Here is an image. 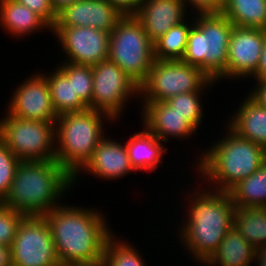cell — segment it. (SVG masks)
I'll return each mask as SVG.
<instances>
[{
    "label": "cell",
    "instance_id": "7402d4cb",
    "mask_svg": "<svg viewBox=\"0 0 266 266\" xmlns=\"http://www.w3.org/2000/svg\"><path fill=\"white\" fill-rule=\"evenodd\" d=\"M256 248L234 227L225 235L218 249L203 264L204 266H251Z\"/></svg>",
    "mask_w": 266,
    "mask_h": 266
},
{
    "label": "cell",
    "instance_id": "ab89813d",
    "mask_svg": "<svg viewBox=\"0 0 266 266\" xmlns=\"http://www.w3.org/2000/svg\"><path fill=\"white\" fill-rule=\"evenodd\" d=\"M56 12L60 11L64 6L69 5L77 0H50Z\"/></svg>",
    "mask_w": 266,
    "mask_h": 266
},
{
    "label": "cell",
    "instance_id": "8fae6325",
    "mask_svg": "<svg viewBox=\"0 0 266 266\" xmlns=\"http://www.w3.org/2000/svg\"><path fill=\"white\" fill-rule=\"evenodd\" d=\"M11 266H60L44 216H25L10 247Z\"/></svg>",
    "mask_w": 266,
    "mask_h": 266
},
{
    "label": "cell",
    "instance_id": "f1b7e54d",
    "mask_svg": "<svg viewBox=\"0 0 266 266\" xmlns=\"http://www.w3.org/2000/svg\"><path fill=\"white\" fill-rule=\"evenodd\" d=\"M63 62V63H62ZM58 63V68L73 83L75 94L91 108L92 91H93V71L92 66L79 65L62 61Z\"/></svg>",
    "mask_w": 266,
    "mask_h": 266
},
{
    "label": "cell",
    "instance_id": "2e32d148",
    "mask_svg": "<svg viewBox=\"0 0 266 266\" xmlns=\"http://www.w3.org/2000/svg\"><path fill=\"white\" fill-rule=\"evenodd\" d=\"M108 136L97 145L93 155L84 168L73 178L77 184L82 173H89L103 180H117L136 171L133 169L125 143ZM82 172V173H81ZM96 175V176H95Z\"/></svg>",
    "mask_w": 266,
    "mask_h": 266
},
{
    "label": "cell",
    "instance_id": "74e56055",
    "mask_svg": "<svg viewBox=\"0 0 266 266\" xmlns=\"http://www.w3.org/2000/svg\"><path fill=\"white\" fill-rule=\"evenodd\" d=\"M0 266H11L10 247L0 245Z\"/></svg>",
    "mask_w": 266,
    "mask_h": 266
},
{
    "label": "cell",
    "instance_id": "d6a6232c",
    "mask_svg": "<svg viewBox=\"0 0 266 266\" xmlns=\"http://www.w3.org/2000/svg\"><path fill=\"white\" fill-rule=\"evenodd\" d=\"M40 16L51 28L57 20V12L50 0H16Z\"/></svg>",
    "mask_w": 266,
    "mask_h": 266
},
{
    "label": "cell",
    "instance_id": "f546056e",
    "mask_svg": "<svg viewBox=\"0 0 266 266\" xmlns=\"http://www.w3.org/2000/svg\"><path fill=\"white\" fill-rule=\"evenodd\" d=\"M203 93L206 92L195 91L181 93L167 99L166 102L198 130L204 116V112L202 111L204 105L201 103L203 102L201 98Z\"/></svg>",
    "mask_w": 266,
    "mask_h": 266
},
{
    "label": "cell",
    "instance_id": "83f0119b",
    "mask_svg": "<svg viewBox=\"0 0 266 266\" xmlns=\"http://www.w3.org/2000/svg\"><path fill=\"white\" fill-rule=\"evenodd\" d=\"M118 238L114 232L106 241L103 254L106 266H147L142 254L134 245L129 244L128 240Z\"/></svg>",
    "mask_w": 266,
    "mask_h": 266
},
{
    "label": "cell",
    "instance_id": "cb8c5ba5",
    "mask_svg": "<svg viewBox=\"0 0 266 266\" xmlns=\"http://www.w3.org/2000/svg\"><path fill=\"white\" fill-rule=\"evenodd\" d=\"M46 73H48L46 75ZM50 95L56 114L59 116L65 113L84 111L89 107L75 94L73 83L56 66L53 72H46ZM50 74V75H49Z\"/></svg>",
    "mask_w": 266,
    "mask_h": 266
},
{
    "label": "cell",
    "instance_id": "52a82bcc",
    "mask_svg": "<svg viewBox=\"0 0 266 266\" xmlns=\"http://www.w3.org/2000/svg\"><path fill=\"white\" fill-rule=\"evenodd\" d=\"M140 86L148 77L154 45L134 15H124L110 33L109 58Z\"/></svg>",
    "mask_w": 266,
    "mask_h": 266
},
{
    "label": "cell",
    "instance_id": "d6986e66",
    "mask_svg": "<svg viewBox=\"0 0 266 266\" xmlns=\"http://www.w3.org/2000/svg\"><path fill=\"white\" fill-rule=\"evenodd\" d=\"M143 130L137 131L128 138L125 146L133 169L138 172L156 171L167 153L165 145L157 136L151 133L144 125Z\"/></svg>",
    "mask_w": 266,
    "mask_h": 266
},
{
    "label": "cell",
    "instance_id": "5bb4252c",
    "mask_svg": "<svg viewBox=\"0 0 266 266\" xmlns=\"http://www.w3.org/2000/svg\"><path fill=\"white\" fill-rule=\"evenodd\" d=\"M265 36L264 29L233 27L227 53L228 81L248 78L256 71Z\"/></svg>",
    "mask_w": 266,
    "mask_h": 266
},
{
    "label": "cell",
    "instance_id": "ac0fdd59",
    "mask_svg": "<svg viewBox=\"0 0 266 266\" xmlns=\"http://www.w3.org/2000/svg\"><path fill=\"white\" fill-rule=\"evenodd\" d=\"M187 11L182 0H142L134 16L154 42L171 27L186 20L191 15Z\"/></svg>",
    "mask_w": 266,
    "mask_h": 266
},
{
    "label": "cell",
    "instance_id": "8992f818",
    "mask_svg": "<svg viewBox=\"0 0 266 266\" xmlns=\"http://www.w3.org/2000/svg\"><path fill=\"white\" fill-rule=\"evenodd\" d=\"M233 27L221 13L195 15L181 60L199 67L217 83L226 79L227 53Z\"/></svg>",
    "mask_w": 266,
    "mask_h": 266
},
{
    "label": "cell",
    "instance_id": "4316f807",
    "mask_svg": "<svg viewBox=\"0 0 266 266\" xmlns=\"http://www.w3.org/2000/svg\"><path fill=\"white\" fill-rule=\"evenodd\" d=\"M188 21L186 19L171 27L164 35L153 42L154 58L156 60H181L183 58L187 48L188 34L194 25V17Z\"/></svg>",
    "mask_w": 266,
    "mask_h": 266
},
{
    "label": "cell",
    "instance_id": "9c48e42d",
    "mask_svg": "<svg viewBox=\"0 0 266 266\" xmlns=\"http://www.w3.org/2000/svg\"><path fill=\"white\" fill-rule=\"evenodd\" d=\"M4 116L0 119V139L20 161L56 159V123Z\"/></svg>",
    "mask_w": 266,
    "mask_h": 266
},
{
    "label": "cell",
    "instance_id": "3957f363",
    "mask_svg": "<svg viewBox=\"0 0 266 266\" xmlns=\"http://www.w3.org/2000/svg\"><path fill=\"white\" fill-rule=\"evenodd\" d=\"M73 186V178L56 160L20 161L0 203L25 216H43L61 205Z\"/></svg>",
    "mask_w": 266,
    "mask_h": 266
},
{
    "label": "cell",
    "instance_id": "6da1fadb",
    "mask_svg": "<svg viewBox=\"0 0 266 266\" xmlns=\"http://www.w3.org/2000/svg\"><path fill=\"white\" fill-rule=\"evenodd\" d=\"M72 205L61 204L43 215L60 264L103 260L106 241L114 233L106 215L96 208Z\"/></svg>",
    "mask_w": 266,
    "mask_h": 266
},
{
    "label": "cell",
    "instance_id": "603a6c76",
    "mask_svg": "<svg viewBox=\"0 0 266 266\" xmlns=\"http://www.w3.org/2000/svg\"><path fill=\"white\" fill-rule=\"evenodd\" d=\"M221 14L234 26L266 27V0H223Z\"/></svg>",
    "mask_w": 266,
    "mask_h": 266
},
{
    "label": "cell",
    "instance_id": "9a60e30c",
    "mask_svg": "<svg viewBox=\"0 0 266 266\" xmlns=\"http://www.w3.org/2000/svg\"><path fill=\"white\" fill-rule=\"evenodd\" d=\"M123 16L107 0H77L57 12L53 27H93L111 33Z\"/></svg>",
    "mask_w": 266,
    "mask_h": 266
},
{
    "label": "cell",
    "instance_id": "60d3db41",
    "mask_svg": "<svg viewBox=\"0 0 266 266\" xmlns=\"http://www.w3.org/2000/svg\"><path fill=\"white\" fill-rule=\"evenodd\" d=\"M60 266H106L103 260L89 263L60 264Z\"/></svg>",
    "mask_w": 266,
    "mask_h": 266
},
{
    "label": "cell",
    "instance_id": "1f68e13d",
    "mask_svg": "<svg viewBox=\"0 0 266 266\" xmlns=\"http://www.w3.org/2000/svg\"><path fill=\"white\" fill-rule=\"evenodd\" d=\"M24 214L0 203V245L11 247Z\"/></svg>",
    "mask_w": 266,
    "mask_h": 266
},
{
    "label": "cell",
    "instance_id": "d590c367",
    "mask_svg": "<svg viewBox=\"0 0 266 266\" xmlns=\"http://www.w3.org/2000/svg\"><path fill=\"white\" fill-rule=\"evenodd\" d=\"M124 15H134L142 0H107Z\"/></svg>",
    "mask_w": 266,
    "mask_h": 266
},
{
    "label": "cell",
    "instance_id": "d4e9b609",
    "mask_svg": "<svg viewBox=\"0 0 266 266\" xmlns=\"http://www.w3.org/2000/svg\"><path fill=\"white\" fill-rule=\"evenodd\" d=\"M228 194L235 207H266V160L255 173L233 186Z\"/></svg>",
    "mask_w": 266,
    "mask_h": 266
},
{
    "label": "cell",
    "instance_id": "7a4b0ae2",
    "mask_svg": "<svg viewBox=\"0 0 266 266\" xmlns=\"http://www.w3.org/2000/svg\"><path fill=\"white\" fill-rule=\"evenodd\" d=\"M197 187V190L193 187L195 190L190 191L189 195L185 192L188 214L176 234L179 233L187 255L190 253V257L194 258L192 260L203 266L233 227L236 207L228 192L209 190L206 186L203 189L201 185Z\"/></svg>",
    "mask_w": 266,
    "mask_h": 266
},
{
    "label": "cell",
    "instance_id": "44dd1931",
    "mask_svg": "<svg viewBox=\"0 0 266 266\" xmlns=\"http://www.w3.org/2000/svg\"><path fill=\"white\" fill-rule=\"evenodd\" d=\"M0 27L18 39L39 30L51 32L52 29L40 16L16 0H0Z\"/></svg>",
    "mask_w": 266,
    "mask_h": 266
},
{
    "label": "cell",
    "instance_id": "e575fe53",
    "mask_svg": "<svg viewBox=\"0 0 266 266\" xmlns=\"http://www.w3.org/2000/svg\"><path fill=\"white\" fill-rule=\"evenodd\" d=\"M255 84L248 95L261 107L266 108V79L257 80Z\"/></svg>",
    "mask_w": 266,
    "mask_h": 266
},
{
    "label": "cell",
    "instance_id": "7c38bea8",
    "mask_svg": "<svg viewBox=\"0 0 266 266\" xmlns=\"http://www.w3.org/2000/svg\"><path fill=\"white\" fill-rule=\"evenodd\" d=\"M66 62L95 66L109 58L110 33L93 27H52Z\"/></svg>",
    "mask_w": 266,
    "mask_h": 266
},
{
    "label": "cell",
    "instance_id": "ba28073f",
    "mask_svg": "<svg viewBox=\"0 0 266 266\" xmlns=\"http://www.w3.org/2000/svg\"><path fill=\"white\" fill-rule=\"evenodd\" d=\"M202 69L182 60H154L148 77L139 86L142 101L161 102L175 95L216 86Z\"/></svg>",
    "mask_w": 266,
    "mask_h": 266
},
{
    "label": "cell",
    "instance_id": "4dcf8cb0",
    "mask_svg": "<svg viewBox=\"0 0 266 266\" xmlns=\"http://www.w3.org/2000/svg\"><path fill=\"white\" fill-rule=\"evenodd\" d=\"M20 160L0 139V202L8 194Z\"/></svg>",
    "mask_w": 266,
    "mask_h": 266
},
{
    "label": "cell",
    "instance_id": "f35d334b",
    "mask_svg": "<svg viewBox=\"0 0 266 266\" xmlns=\"http://www.w3.org/2000/svg\"><path fill=\"white\" fill-rule=\"evenodd\" d=\"M254 261L257 266H266V245L256 248Z\"/></svg>",
    "mask_w": 266,
    "mask_h": 266
},
{
    "label": "cell",
    "instance_id": "5b68a950",
    "mask_svg": "<svg viewBox=\"0 0 266 266\" xmlns=\"http://www.w3.org/2000/svg\"><path fill=\"white\" fill-rule=\"evenodd\" d=\"M106 121L115 123L108 114L91 108L58 116L55 124V160L72 178L89 162L97 145L105 137L103 123Z\"/></svg>",
    "mask_w": 266,
    "mask_h": 266
},
{
    "label": "cell",
    "instance_id": "4fadbf2b",
    "mask_svg": "<svg viewBox=\"0 0 266 266\" xmlns=\"http://www.w3.org/2000/svg\"><path fill=\"white\" fill-rule=\"evenodd\" d=\"M9 99L6 114L25 120L56 123L58 115L52 104L47 79L41 71L17 85Z\"/></svg>",
    "mask_w": 266,
    "mask_h": 266
},
{
    "label": "cell",
    "instance_id": "484cf974",
    "mask_svg": "<svg viewBox=\"0 0 266 266\" xmlns=\"http://www.w3.org/2000/svg\"><path fill=\"white\" fill-rule=\"evenodd\" d=\"M233 227L255 248L266 245V207H236Z\"/></svg>",
    "mask_w": 266,
    "mask_h": 266
},
{
    "label": "cell",
    "instance_id": "30bf717a",
    "mask_svg": "<svg viewBox=\"0 0 266 266\" xmlns=\"http://www.w3.org/2000/svg\"><path fill=\"white\" fill-rule=\"evenodd\" d=\"M92 71L91 109L108 114L114 121L120 119L127 101L139 98V86L109 59L92 66Z\"/></svg>",
    "mask_w": 266,
    "mask_h": 266
},
{
    "label": "cell",
    "instance_id": "836d02e7",
    "mask_svg": "<svg viewBox=\"0 0 266 266\" xmlns=\"http://www.w3.org/2000/svg\"><path fill=\"white\" fill-rule=\"evenodd\" d=\"M185 4L186 9L188 6H192L191 13L193 15L199 14H219L222 10L223 0H182ZM189 4V5H188Z\"/></svg>",
    "mask_w": 266,
    "mask_h": 266
},
{
    "label": "cell",
    "instance_id": "e0dca14e",
    "mask_svg": "<svg viewBox=\"0 0 266 266\" xmlns=\"http://www.w3.org/2000/svg\"><path fill=\"white\" fill-rule=\"evenodd\" d=\"M142 106L141 122L151 133L163 143L170 142V138L179 140L189 139L197 130L166 101H139ZM143 102V103H142Z\"/></svg>",
    "mask_w": 266,
    "mask_h": 266
},
{
    "label": "cell",
    "instance_id": "8d00e7d4",
    "mask_svg": "<svg viewBox=\"0 0 266 266\" xmlns=\"http://www.w3.org/2000/svg\"><path fill=\"white\" fill-rule=\"evenodd\" d=\"M250 77H253V79L256 81L266 79V36L261 51L258 67Z\"/></svg>",
    "mask_w": 266,
    "mask_h": 266
},
{
    "label": "cell",
    "instance_id": "277c9868",
    "mask_svg": "<svg viewBox=\"0 0 266 266\" xmlns=\"http://www.w3.org/2000/svg\"><path fill=\"white\" fill-rule=\"evenodd\" d=\"M226 126V135L197 154L200 157L194 164L200 181L203 178L202 184L206 182L208 185L204 186L207 188L222 192H228L238 182L251 176L266 160L264 147L240 137Z\"/></svg>",
    "mask_w": 266,
    "mask_h": 266
},
{
    "label": "cell",
    "instance_id": "ffe728a7",
    "mask_svg": "<svg viewBox=\"0 0 266 266\" xmlns=\"http://www.w3.org/2000/svg\"><path fill=\"white\" fill-rule=\"evenodd\" d=\"M242 102L238 110L228 117L226 124L240 137L266 149V108L261 107L248 94Z\"/></svg>",
    "mask_w": 266,
    "mask_h": 266
}]
</instances>
